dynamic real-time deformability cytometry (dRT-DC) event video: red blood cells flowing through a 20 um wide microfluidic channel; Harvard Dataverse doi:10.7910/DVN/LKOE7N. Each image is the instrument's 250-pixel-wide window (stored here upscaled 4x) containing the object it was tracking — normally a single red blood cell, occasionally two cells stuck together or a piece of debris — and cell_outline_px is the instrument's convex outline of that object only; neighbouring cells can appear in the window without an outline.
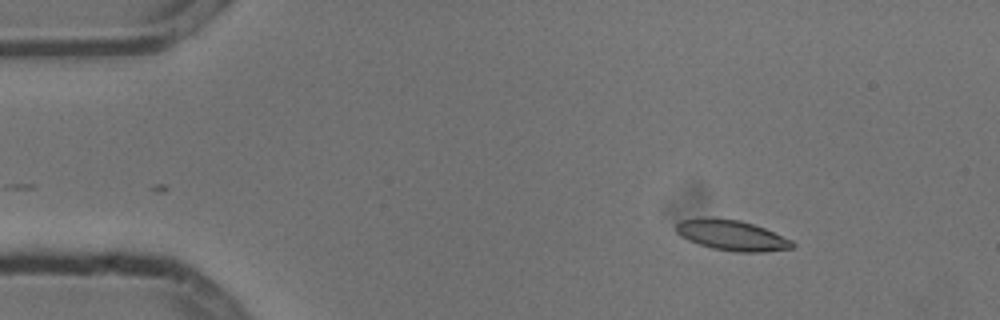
{"species": "common noctule bat (a hibernating species)", "species_latin": "Nyctalus noctula", "temperature_condition": "cold", "stored_images_in_passage": 4, "camera_frame_rate_fps": 3000, "um_per_image_px": 0.085, "animal": {"sex": "male", "body_mass_g": 13.3}, "frame": {"image": 1, "passage_image": 1, "time_ms": 0.0, "image_size_px": [1000, 320], "cell_outline_px": [[796, 244], [792, 248], [760, 252], [732, 252], [712, 248], [688, 240], [680, 236], [676, 232], [676, 224], [680, 220], [708, 216], [712, 216], [740, 220], [764, 228], [792, 240]], "centroid_in_image_um": [62.16, 19.98], "position_along_channel_um": 22.8, "area_um2": 20.81}}